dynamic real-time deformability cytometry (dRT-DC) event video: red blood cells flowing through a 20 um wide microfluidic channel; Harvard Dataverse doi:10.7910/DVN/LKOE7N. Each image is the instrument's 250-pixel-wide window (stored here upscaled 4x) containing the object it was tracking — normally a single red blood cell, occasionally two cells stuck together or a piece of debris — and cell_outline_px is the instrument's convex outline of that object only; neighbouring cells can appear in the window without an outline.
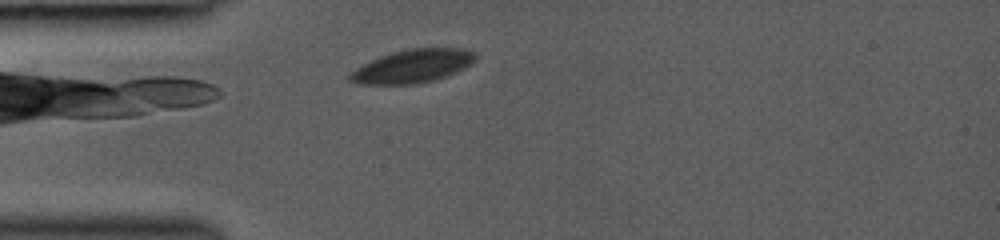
{"species": "common noctule bat (a hibernating species)", "species_latin": "Nyctalus noctula", "temperature_condition": "room temperature", "stored_images_in_passage": 2, "camera_frame_rate_fps": 3000, "um_per_image_px": 0.085, "animal": {"sex": "female", "body_mass_g": 19.0, "forearm_length_mm": 53.3}, "frame": {"image": 1, "passage_image": 1, "time_ms": 0.0, "image_size_px": [1000, 240], "cell_outline_px": [[476, 60], [472, 64], [456, 72], [432, 80], [416, 84], [356, 84], [348, 80], [348, 72], [380, 56], [392, 52], [408, 48], [464, 48], [476, 52]], "centroid_in_image_um": [35.07, 5.62], "position_along_channel_um": 49.9, "area_um2": 24.45}}